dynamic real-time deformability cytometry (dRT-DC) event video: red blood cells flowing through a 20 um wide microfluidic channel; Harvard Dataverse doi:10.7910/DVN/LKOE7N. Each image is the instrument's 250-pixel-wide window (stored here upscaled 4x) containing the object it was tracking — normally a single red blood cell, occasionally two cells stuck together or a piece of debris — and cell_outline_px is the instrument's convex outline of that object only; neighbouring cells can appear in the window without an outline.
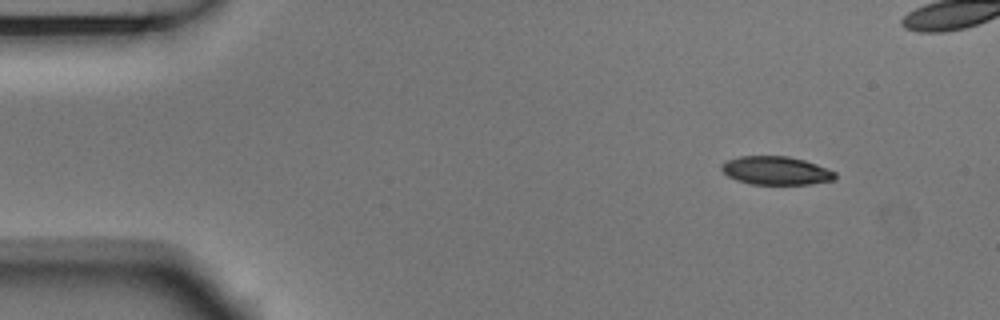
{"species": "Egyptian fruit bat (a non-hibernating species)", "species_latin": "Rousettus aegyptiacus", "temperature_condition": "room temperature", "stored_images_in_passage": 4, "camera_frame_rate_fps": 3000, "um_per_image_px": 0.085, "animal": {"sex": "male"}, "frame": {"image": 1, "passage_image": 1, "time_ms": 0.0, "image_size_px": [1000, 320], "cell_outline_px": [[836, 176], [832, 180], [808, 184], [752, 184], [736, 180], [728, 176], [720, 168], [720, 164], [728, 160], [740, 156], [788, 156], [804, 160], [816, 164], [836, 172]], "centroid_in_image_um": [65.93, 14.49], "position_along_channel_um": 19.1, "area_um2": 18.67}}